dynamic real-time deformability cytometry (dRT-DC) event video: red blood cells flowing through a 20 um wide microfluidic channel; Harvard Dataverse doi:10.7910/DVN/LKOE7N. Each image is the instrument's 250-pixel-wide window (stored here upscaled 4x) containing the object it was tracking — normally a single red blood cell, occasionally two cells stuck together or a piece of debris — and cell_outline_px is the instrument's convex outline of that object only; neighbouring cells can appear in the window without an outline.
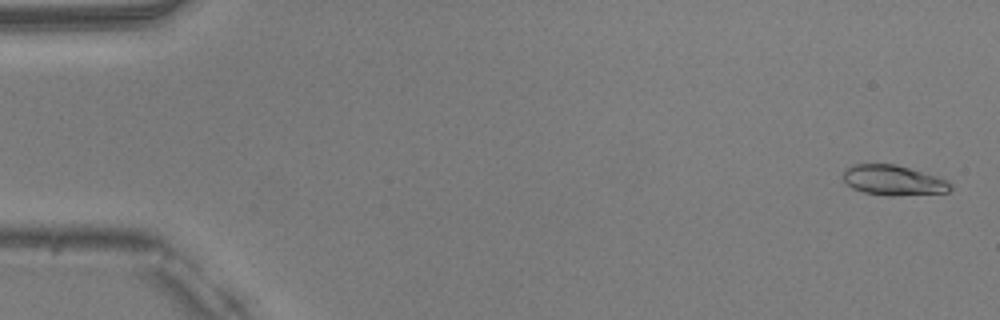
{"species": "common noctule bat (a hibernating species)", "species_latin": "Nyctalus noctula", "temperature_condition": "warm", "stored_images_in_passage": 51, "camera_frame_rate_fps": 3000, "um_per_image_px": 0.085, "animal": {"sex": "male", "body_mass_g": 20.5, "forearm_length_mm": 52.5}, "frame": {"image": 1, "passage_image": 2, "time_ms": 0.333, "image_size_px": [1000, 320], "cell_outline_px": [[952, 188], [948, 192], [896, 196], [888, 196], [864, 192], [852, 188], [844, 180], [844, 168], [852, 164], [896, 164], [936, 176], [948, 180], [952, 184]], "centroid_in_image_um": [75.94, 15.32], "position_along_channel_um": 9.1, "area_um2": 18.9}}
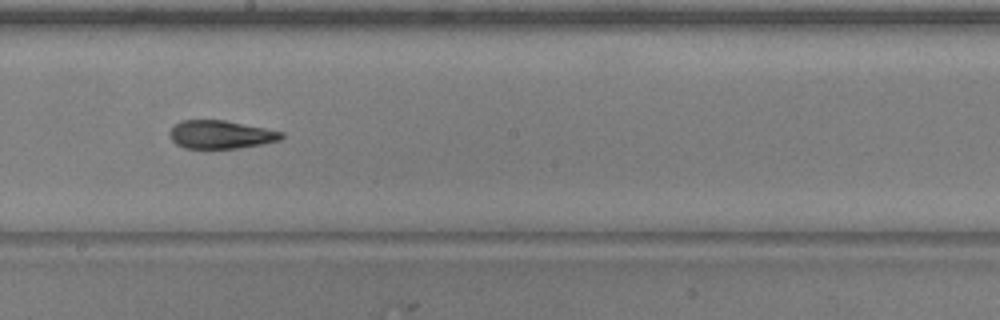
{"frame": {"image": 2, "passage_image": 29, "time_ms": 9.333, "image_size_px": [1000, 320], "cell_outline_px": [[284, 136], [280, 140], [260, 144], [236, 148], [184, 148], [176, 144], [172, 140], [168, 132], [180, 120], [224, 120], [284, 132]], "centroid_in_image_um": [18.74, 11.43], "position_along_channel_um": 229.5, "area_um2": 18.21}}
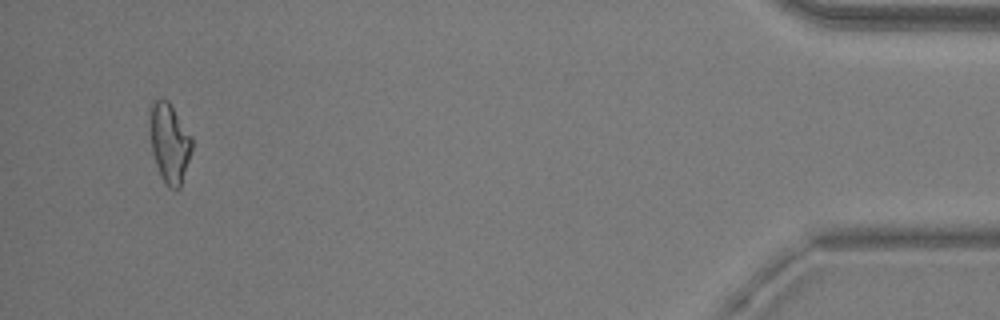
{"frame": {"image": 3, "passage_image": 49, "time_ms": 16.0, "image_size_px": [1000, 320], "cell_outline_px": [[192, 148], [180, 188], [168, 188], [160, 176], [152, 152], [148, 116], [148, 108], [152, 100], [168, 100], [192, 136]], "centroid_in_image_um": [14.37, 12.11], "position_along_channel_um": 420.8, "area_um2": 19.71}, "authors_computed_cell_mechanics": {"area_um2": 18.9006, "velocity_mm_per_s": 3.9979, "shape_relaxation_time_tau1_ms": null, "shape_relaxation_time_tau2_ms": 1.867, "deformation_change_tau1": null, "deformation_change_tau2": 0.1006}}